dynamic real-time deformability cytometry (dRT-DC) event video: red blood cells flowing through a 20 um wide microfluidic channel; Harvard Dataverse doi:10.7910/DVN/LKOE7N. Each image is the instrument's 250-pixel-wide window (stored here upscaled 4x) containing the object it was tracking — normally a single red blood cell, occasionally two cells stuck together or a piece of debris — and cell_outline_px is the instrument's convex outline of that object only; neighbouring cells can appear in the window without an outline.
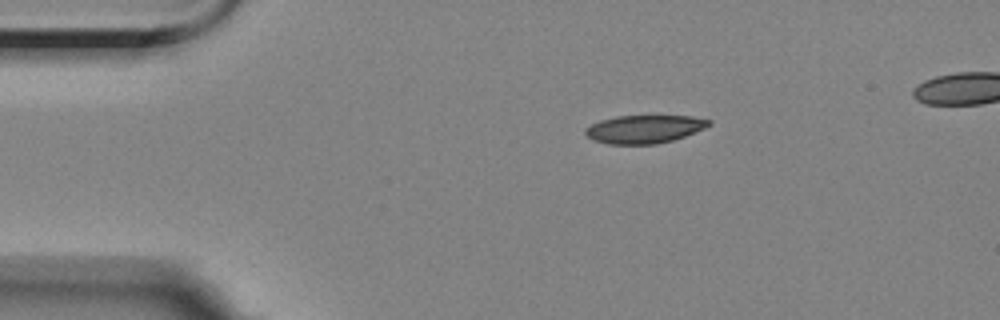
{"species": "Egyptian fruit bat (a non-hibernating species)", "species_latin": "Rousettus aegyptiacus", "temperature_condition": "room temperature", "stored_images_in_passage": 2, "camera_frame_rate_fps": 3000, "um_per_image_px": 0.085, "animal": {"sex": "female"}, "frame": {"image": 1, "passage_image": 1, "time_ms": 0.0, "image_size_px": [1000, 320], "cell_outline_px": [[712, 124], [704, 128], [684, 136], [672, 140], [656, 144], [608, 144], [592, 140], [584, 132], [584, 128], [600, 120], [616, 116], [692, 116], [712, 120]], "centroid_in_image_um": [54.75, 10.97], "position_along_channel_um": 30.2, "area_um2": 20.23}}